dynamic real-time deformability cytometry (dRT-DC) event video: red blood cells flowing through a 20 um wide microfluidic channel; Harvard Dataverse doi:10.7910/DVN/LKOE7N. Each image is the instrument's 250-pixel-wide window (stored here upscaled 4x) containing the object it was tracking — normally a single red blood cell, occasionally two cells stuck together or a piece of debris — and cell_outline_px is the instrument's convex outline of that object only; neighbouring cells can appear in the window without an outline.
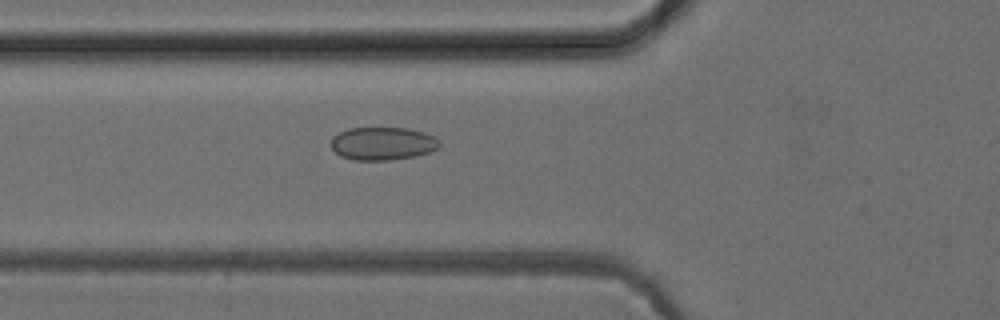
{"species": "common noctule bat (a hibernating species)", "species_latin": "Nyctalus noctula", "temperature_condition": "cold", "stored_images_in_passage": 52, "camera_frame_rate_fps": 3000, "um_per_image_px": 0.085, "animal": {"sex": "female", "body_mass_g": 24.6, "forearm_length_mm": 56.2}, "frame": {"image": 1, "passage_image": 19, "time_ms": 6.0, "image_size_px": [1000, 320], "cell_outline_px": [[440, 144], [436, 148], [428, 152], [416, 156], [388, 160], [352, 160], [340, 156], [332, 148], [332, 136], [348, 128], [408, 128], [424, 132], [432, 136]], "centroid_in_image_um": [32.48, 12.2], "position_along_channel_um": 93.3, "area_um2": 20.69}}
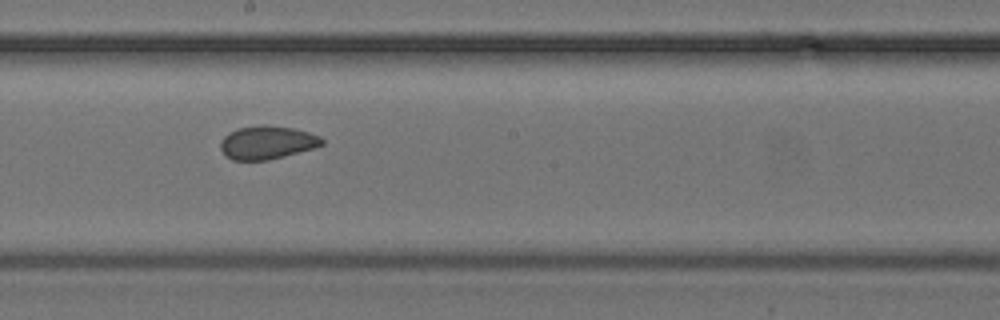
{"frame": {"image": 2, "passage_image": 29, "time_ms": 9.333, "image_size_px": [1000, 320], "cell_outline_px": [[324, 144], [312, 148], [284, 156], [268, 160], [232, 160], [224, 156], [220, 148], [220, 140], [228, 132], [236, 128], [260, 124], [264, 124], [292, 128], [308, 132], [320, 136], [324, 140]], "centroid_in_image_um": [22.65, 12.1], "position_along_channel_um": 225.6, "area_um2": 19.88}}
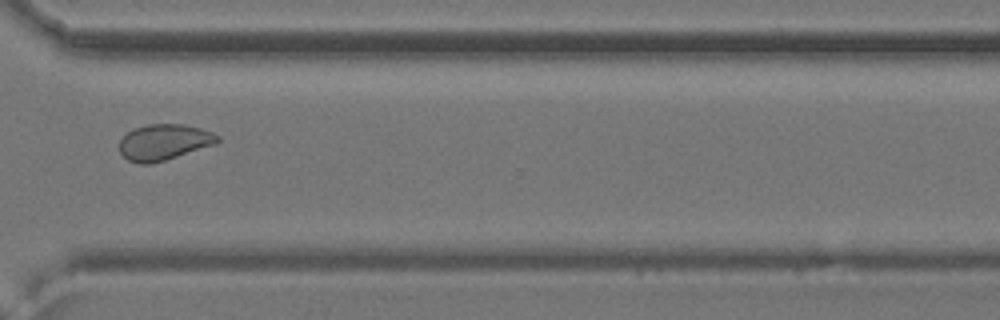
{"frame": {"image": 3, "passage_image": 39, "time_ms": 12.667, "image_size_px": [1000, 320], "cell_outline_px": [[220, 140], [216, 144], [164, 160], [148, 164], [140, 164], [128, 160], [120, 152], [120, 140], [128, 132], [136, 128], [148, 124], [184, 124], [200, 128], [212, 132], [220, 136]], "centroid_in_image_um": [13.96, 12.08], "position_along_channel_um": 356.6, "area_um2": 20.35}, "authors_computed_cell_mechanics": {"area_um2": 20.6924, "velocity_mm_per_s": 3.9455, "shape_relaxation_time_tau1_ms": null, "shape_relaxation_time_tau2_ms": 1.0394, "deformation_change_tau1": null, "deformation_change_tau2": 0.0511}}